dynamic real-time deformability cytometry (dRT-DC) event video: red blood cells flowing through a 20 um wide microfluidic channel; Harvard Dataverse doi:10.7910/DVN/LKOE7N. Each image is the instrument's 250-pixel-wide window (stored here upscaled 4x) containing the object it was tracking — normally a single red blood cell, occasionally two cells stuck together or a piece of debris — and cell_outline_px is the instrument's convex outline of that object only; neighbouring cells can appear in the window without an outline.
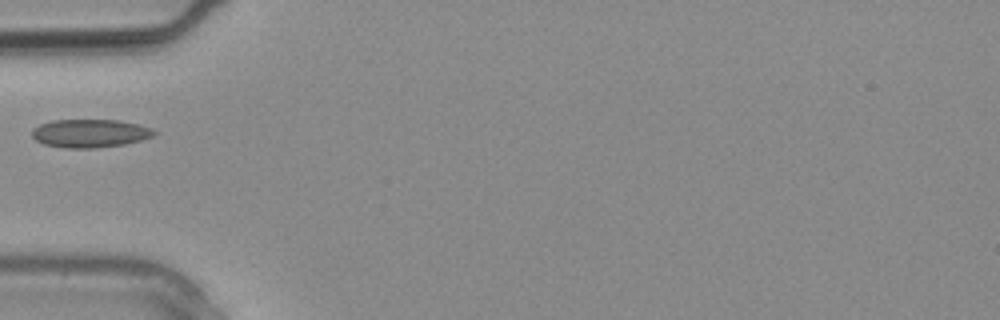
{"species": "common noctule bat (a hibernating species)", "species_latin": "Nyctalus noctula", "temperature_condition": "warm", "stored_images_in_passage": 1, "camera_frame_rate_fps": 3000, "um_per_image_px": 0.085, "animal": {"sex": "male", "body_mass_g": 20.4}, "frame": {"image": 1, "passage_image": 1, "time_ms": 0.0, "image_size_px": [1000, 320], "cell_outline_px": [[156, 132], [152, 136], [140, 140], [124, 144], [92, 148], [64, 148], [44, 144], [36, 140], [32, 136], [32, 128], [40, 124], [52, 120], [120, 120], [152, 128]], "centroid_in_image_um": [7.61, 11.33], "position_along_channel_um": 77.4, "area_um2": 20.0}}